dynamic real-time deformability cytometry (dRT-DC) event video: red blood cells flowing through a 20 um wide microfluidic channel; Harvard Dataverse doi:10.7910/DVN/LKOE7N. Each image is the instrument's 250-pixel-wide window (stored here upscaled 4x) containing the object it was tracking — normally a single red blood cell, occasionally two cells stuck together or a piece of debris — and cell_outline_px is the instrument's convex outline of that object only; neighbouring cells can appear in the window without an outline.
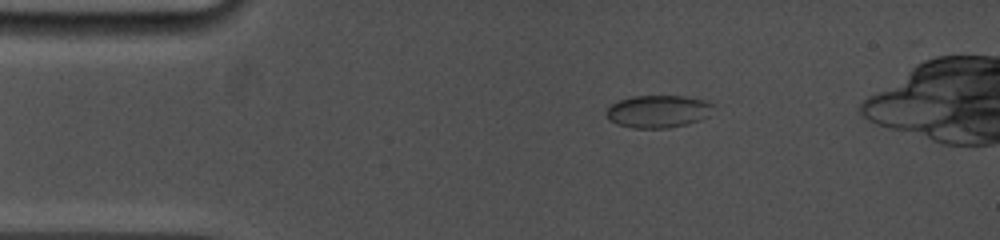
{"species": "common noctule bat (a hibernating species)", "species_latin": "Nyctalus noctula", "temperature_condition": "cold", "stored_images_in_passage": 6, "camera_frame_rate_fps": 5000, "um_per_image_px": 0.085, "animal": {"sex": "female", "body_mass_g": 19.0, "forearm_length_mm": 53.3}, "frame": {"image": 1, "passage_image": 1, "time_ms": 0.0, "image_size_px": [1000, 240], "cell_outline_px": [[716, 104], [708, 116], [700, 120], [688, 124], [668, 128], [632, 128], [616, 124], [608, 120], [604, 112], [612, 104], [620, 100], [632, 96], [684, 96], [708, 100]], "centroid_in_image_um": [55.96, 9.47], "position_along_channel_um": 29.0, "area_um2": 20.63}}
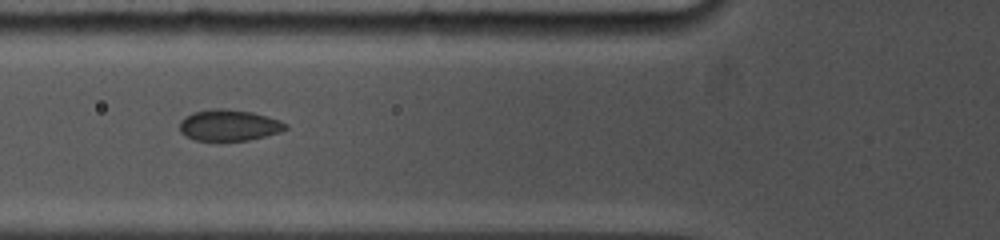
{"frame": {"image": 2, "passage_image": 5, "time_ms": 3.2, "image_size_px": [1000, 240], "cell_outline_px": [[288, 128], [280, 132], [248, 140], [196, 140], [184, 136], [180, 132], [180, 120], [184, 116], [192, 112], [212, 108], [224, 108], [252, 112], [280, 120], [288, 124]], "centroid_in_image_um": [19.44, 10.63], "position_along_channel_um": 106.4, "area_um2": 19.36}}
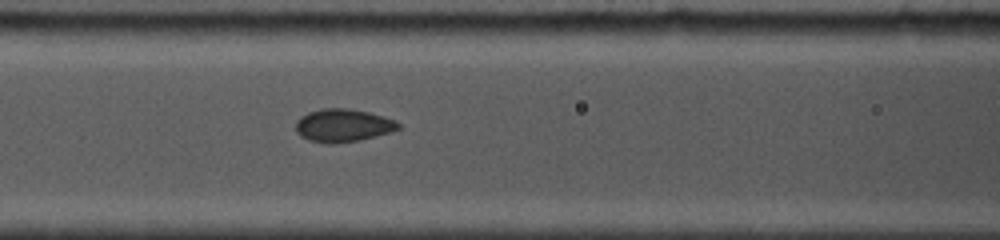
{"frame": {"image": 3, "passage_image": 6, "time_ms": 4.0, "image_size_px": [1000, 240], "cell_outline_px": [[400, 128], [392, 132], [360, 140], [332, 144], [328, 144], [308, 140], [300, 136], [296, 132], [296, 120], [300, 116], [308, 112], [320, 108], [348, 108], [368, 112], [396, 120], [400, 124]], "centroid_in_image_um": [29.14, 10.66], "position_along_channel_um": 137.5, "area_um2": 19.94}}